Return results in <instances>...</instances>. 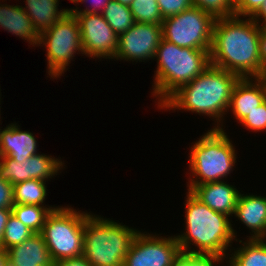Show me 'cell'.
<instances>
[{
	"mask_svg": "<svg viewBox=\"0 0 266 266\" xmlns=\"http://www.w3.org/2000/svg\"><path fill=\"white\" fill-rule=\"evenodd\" d=\"M260 25L251 17L216 19L210 49L211 65L237 75L258 78Z\"/></svg>",
	"mask_w": 266,
	"mask_h": 266,
	"instance_id": "obj_1",
	"label": "cell"
},
{
	"mask_svg": "<svg viewBox=\"0 0 266 266\" xmlns=\"http://www.w3.org/2000/svg\"><path fill=\"white\" fill-rule=\"evenodd\" d=\"M238 80L237 75L210 65L191 82L179 87L158 108L207 116L214 121L213 129L224 131V116L228 113L232 90Z\"/></svg>",
	"mask_w": 266,
	"mask_h": 266,
	"instance_id": "obj_2",
	"label": "cell"
},
{
	"mask_svg": "<svg viewBox=\"0 0 266 266\" xmlns=\"http://www.w3.org/2000/svg\"><path fill=\"white\" fill-rule=\"evenodd\" d=\"M185 194V232L175 235L181 252L215 254L226 260L234 240H237L232 220L210 209L190 191Z\"/></svg>",
	"mask_w": 266,
	"mask_h": 266,
	"instance_id": "obj_3",
	"label": "cell"
},
{
	"mask_svg": "<svg viewBox=\"0 0 266 266\" xmlns=\"http://www.w3.org/2000/svg\"><path fill=\"white\" fill-rule=\"evenodd\" d=\"M154 59L157 67L152 97L159 107L173 92L191 82L210 65V50L183 48L162 38Z\"/></svg>",
	"mask_w": 266,
	"mask_h": 266,
	"instance_id": "obj_4",
	"label": "cell"
},
{
	"mask_svg": "<svg viewBox=\"0 0 266 266\" xmlns=\"http://www.w3.org/2000/svg\"><path fill=\"white\" fill-rule=\"evenodd\" d=\"M225 131L211 128L192 144L188 191L196 185L225 180L234 170L237 150Z\"/></svg>",
	"mask_w": 266,
	"mask_h": 266,
	"instance_id": "obj_5",
	"label": "cell"
},
{
	"mask_svg": "<svg viewBox=\"0 0 266 266\" xmlns=\"http://www.w3.org/2000/svg\"><path fill=\"white\" fill-rule=\"evenodd\" d=\"M139 230L89 213L84 225L83 257L92 266H123Z\"/></svg>",
	"mask_w": 266,
	"mask_h": 266,
	"instance_id": "obj_6",
	"label": "cell"
},
{
	"mask_svg": "<svg viewBox=\"0 0 266 266\" xmlns=\"http://www.w3.org/2000/svg\"><path fill=\"white\" fill-rule=\"evenodd\" d=\"M89 213L58 205L48 214L40 234L54 263L83 255L84 225Z\"/></svg>",
	"mask_w": 266,
	"mask_h": 266,
	"instance_id": "obj_7",
	"label": "cell"
},
{
	"mask_svg": "<svg viewBox=\"0 0 266 266\" xmlns=\"http://www.w3.org/2000/svg\"><path fill=\"white\" fill-rule=\"evenodd\" d=\"M44 46L47 57V75L50 79H60L76 54H82L80 25L70 11L52 27L39 34L37 47ZM77 52V53H76Z\"/></svg>",
	"mask_w": 266,
	"mask_h": 266,
	"instance_id": "obj_8",
	"label": "cell"
},
{
	"mask_svg": "<svg viewBox=\"0 0 266 266\" xmlns=\"http://www.w3.org/2000/svg\"><path fill=\"white\" fill-rule=\"evenodd\" d=\"M215 19L192 6L183 12L164 18L163 39L183 48L210 50Z\"/></svg>",
	"mask_w": 266,
	"mask_h": 266,
	"instance_id": "obj_9",
	"label": "cell"
},
{
	"mask_svg": "<svg viewBox=\"0 0 266 266\" xmlns=\"http://www.w3.org/2000/svg\"><path fill=\"white\" fill-rule=\"evenodd\" d=\"M181 250L175 235L149 234L139 231L135 236L123 266H172Z\"/></svg>",
	"mask_w": 266,
	"mask_h": 266,
	"instance_id": "obj_10",
	"label": "cell"
},
{
	"mask_svg": "<svg viewBox=\"0 0 266 266\" xmlns=\"http://www.w3.org/2000/svg\"><path fill=\"white\" fill-rule=\"evenodd\" d=\"M162 38V24L135 22L131 28L119 35L118 49L113 60L128 62L154 60Z\"/></svg>",
	"mask_w": 266,
	"mask_h": 266,
	"instance_id": "obj_11",
	"label": "cell"
},
{
	"mask_svg": "<svg viewBox=\"0 0 266 266\" xmlns=\"http://www.w3.org/2000/svg\"><path fill=\"white\" fill-rule=\"evenodd\" d=\"M80 25L83 52L91 59H113L118 49L119 36L102 14H73Z\"/></svg>",
	"mask_w": 266,
	"mask_h": 266,
	"instance_id": "obj_12",
	"label": "cell"
},
{
	"mask_svg": "<svg viewBox=\"0 0 266 266\" xmlns=\"http://www.w3.org/2000/svg\"><path fill=\"white\" fill-rule=\"evenodd\" d=\"M64 166L61 159L43 153L32 155L22 163L8 156H0V178L13 185L30 179L48 182L52 177L59 175Z\"/></svg>",
	"mask_w": 266,
	"mask_h": 266,
	"instance_id": "obj_13",
	"label": "cell"
},
{
	"mask_svg": "<svg viewBox=\"0 0 266 266\" xmlns=\"http://www.w3.org/2000/svg\"><path fill=\"white\" fill-rule=\"evenodd\" d=\"M266 100V80L239 78L233 87L228 112L241 122ZM230 109V110H229Z\"/></svg>",
	"mask_w": 266,
	"mask_h": 266,
	"instance_id": "obj_14",
	"label": "cell"
},
{
	"mask_svg": "<svg viewBox=\"0 0 266 266\" xmlns=\"http://www.w3.org/2000/svg\"><path fill=\"white\" fill-rule=\"evenodd\" d=\"M227 181L196 185L190 192L210 209L233 217L241 192Z\"/></svg>",
	"mask_w": 266,
	"mask_h": 266,
	"instance_id": "obj_15",
	"label": "cell"
},
{
	"mask_svg": "<svg viewBox=\"0 0 266 266\" xmlns=\"http://www.w3.org/2000/svg\"><path fill=\"white\" fill-rule=\"evenodd\" d=\"M233 215L251 230L246 239H266V196L240 193Z\"/></svg>",
	"mask_w": 266,
	"mask_h": 266,
	"instance_id": "obj_16",
	"label": "cell"
},
{
	"mask_svg": "<svg viewBox=\"0 0 266 266\" xmlns=\"http://www.w3.org/2000/svg\"><path fill=\"white\" fill-rule=\"evenodd\" d=\"M37 144L35 135L29 130H20L18 123H10L3 129L0 127V156H8L22 163L38 154Z\"/></svg>",
	"mask_w": 266,
	"mask_h": 266,
	"instance_id": "obj_17",
	"label": "cell"
},
{
	"mask_svg": "<svg viewBox=\"0 0 266 266\" xmlns=\"http://www.w3.org/2000/svg\"><path fill=\"white\" fill-rule=\"evenodd\" d=\"M6 251L8 266H55L40 233H34L22 244Z\"/></svg>",
	"mask_w": 266,
	"mask_h": 266,
	"instance_id": "obj_18",
	"label": "cell"
},
{
	"mask_svg": "<svg viewBox=\"0 0 266 266\" xmlns=\"http://www.w3.org/2000/svg\"><path fill=\"white\" fill-rule=\"evenodd\" d=\"M0 28L12 33L22 40H26L30 46L37 47L39 34L20 5H10L0 2Z\"/></svg>",
	"mask_w": 266,
	"mask_h": 266,
	"instance_id": "obj_19",
	"label": "cell"
},
{
	"mask_svg": "<svg viewBox=\"0 0 266 266\" xmlns=\"http://www.w3.org/2000/svg\"><path fill=\"white\" fill-rule=\"evenodd\" d=\"M60 0H24L26 6L21 8L29 16L34 29L38 34L52 27L68 11V8L59 10Z\"/></svg>",
	"mask_w": 266,
	"mask_h": 266,
	"instance_id": "obj_20",
	"label": "cell"
},
{
	"mask_svg": "<svg viewBox=\"0 0 266 266\" xmlns=\"http://www.w3.org/2000/svg\"><path fill=\"white\" fill-rule=\"evenodd\" d=\"M238 248L232 247L226 261L227 266H266V239H244Z\"/></svg>",
	"mask_w": 266,
	"mask_h": 266,
	"instance_id": "obj_21",
	"label": "cell"
},
{
	"mask_svg": "<svg viewBox=\"0 0 266 266\" xmlns=\"http://www.w3.org/2000/svg\"><path fill=\"white\" fill-rule=\"evenodd\" d=\"M14 205H45L47 194L46 181L30 179L13 185Z\"/></svg>",
	"mask_w": 266,
	"mask_h": 266,
	"instance_id": "obj_22",
	"label": "cell"
},
{
	"mask_svg": "<svg viewBox=\"0 0 266 266\" xmlns=\"http://www.w3.org/2000/svg\"><path fill=\"white\" fill-rule=\"evenodd\" d=\"M58 206L14 205L12 214L34 233H41L48 214Z\"/></svg>",
	"mask_w": 266,
	"mask_h": 266,
	"instance_id": "obj_23",
	"label": "cell"
},
{
	"mask_svg": "<svg viewBox=\"0 0 266 266\" xmlns=\"http://www.w3.org/2000/svg\"><path fill=\"white\" fill-rule=\"evenodd\" d=\"M101 14L118 36L135 24L129 6L115 0H111Z\"/></svg>",
	"mask_w": 266,
	"mask_h": 266,
	"instance_id": "obj_24",
	"label": "cell"
},
{
	"mask_svg": "<svg viewBox=\"0 0 266 266\" xmlns=\"http://www.w3.org/2000/svg\"><path fill=\"white\" fill-rule=\"evenodd\" d=\"M135 22L162 24L157 0H133L129 6Z\"/></svg>",
	"mask_w": 266,
	"mask_h": 266,
	"instance_id": "obj_25",
	"label": "cell"
},
{
	"mask_svg": "<svg viewBox=\"0 0 266 266\" xmlns=\"http://www.w3.org/2000/svg\"><path fill=\"white\" fill-rule=\"evenodd\" d=\"M34 232L18 220L12 213L10 214L2 239V248L8 250L9 248L22 244L25 240L30 238Z\"/></svg>",
	"mask_w": 266,
	"mask_h": 266,
	"instance_id": "obj_26",
	"label": "cell"
},
{
	"mask_svg": "<svg viewBox=\"0 0 266 266\" xmlns=\"http://www.w3.org/2000/svg\"><path fill=\"white\" fill-rule=\"evenodd\" d=\"M193 6L198 7L215 20L235 15V4L232 0H192Z\"/></svg>",
	"mask_w": 266,
	"mask_h": 266,
	"instance_id": "obj_27",
	"label": "cell"
},
{
	"mask_svg": "<svg viewBox=\"0 0 266 266\" xmlns=\"http://www.w3.org/2000/svg\"><path fill=\"white\" fill-rule=\"evenodd\" d=\"M224 258L215 254H188L180 252L172 266H216L223 265ZM217 265V266H219Z\"/></svg>",
	"mask_w": 266,
	"mask_h": 266,
	"instance_id": "obj_28",
	"label": "cell"
},
{
	"mask_svg": "<svg viewBox=\"0 0 266 266\" xmlns=\"http://www.w3.org/2000/svg\"><path fill=\"white\" fill-rule=\"evenodd\" d=\"M239 124H242L247 130L254 132H263L266 130V100L244 118Z\"/></svg>",
	"mask_w": 266,
	"mask_h": 266,
	"instance_id": "obj_29",
	"label": "cell"
},
{
	"mask_svg": "<svg viewBox=\"0 0 266 266\" xmlns=\"http://www.w3.org/2000/svg\"><path fill=\"white\" fill-rule=\"evenodd\" d=\"M157 3L163 19L177 15L193 6L192 0H157Z\"/></svg>",
	"mask_w": 266,
	"mask_h": 266,
	"instance_id": "obj_30",
	"label": "cell"
},
{
	"mask_svg": "<svg viewBox=\"0 0 266 266\" xmlns=\"http://www.w3.org/2000/svg\"><path fill=\"white\" fill-rule=\"evenodd\" d=\"M265 0H240L235 5V15L239 17H252L262 6Z\"/></svg>",
	"mask_w": 266,
	"mask_h": 266,
	"instance_id": "obj_31",
	"label": "cell"
},
{
	"mask_svg": "<svg viewBox=\"0 0 266 266\" xmlns=\"http://www.w3.org/2000/svg\"><path fill=\"white\" fill-rule=\"evenodd\" d=\"M91 1V3H90ZM111 0H80V4H85V3H90L88 5H86L85 9H79L78 6H76V8H69L68 11H70L72 14H89V13H95V14H101L103 12V10L105 9V7L107 6V4L110 2Z\"/></svg>",
	"mask_w": 266,
	"mask_h": 266,
	"instance_id": "obj_32",
	"label": "cell"
},
{
	"mask_svg": "<svg viewBox=\"0 0 266 266\" xmlns=\"http://www.w3.org/2000/svg\"><path fill=\"white\" fill-rule=\"evenodd\" d=\"M13 184L0 178V209H12L14 206Z\"/></svg>",
	"mask_w": 266,
	"mask_h": 266,
	"instance_id": "obj_33",
	"label": "cell"
},
{
	"mask_svg": "<svg viewBox=\"0 0 266 266\" xmlns=\"http://www.w3.org/2000/svg\"><path fill=\"white\" fill-rule=\"evenodd\" d=\"M259 47L261 67L258 78L266 80V26H260Z\"/></svg>",
	"mask_w": 266,
	"mask_h": 266,
	"instance_id": "obj_34",
	"label": "cell"
},
{
	"mask_svg": "<svg viewBox=\"0 0 266 266\" xmlns=\"http://www.w3.org/2000/svg\"><path fill=\"white\" fill-rule=\"evenodd\" d=\"M55 266H92L83 256L63 259L55 263Z\"/></svg>",
	"mask_w": 266,
	"mask_h": 266,
	"instance_id": "obj_35",
	"label": "cell"
},
{
	"mask_svg": "<svg viewBox=\"0 0 266 266\" xmlns=\"http://www.w3.org/2000/svg\"><path fill=\"white\" fill-rule=\"evenodd\" d=\"M11 213L12 209H0V247H2L5 226Z\"/></svg>",
	"mask_w": 266,
	"mask_h": 266,
	"instance_id": "obj_36",
	"label": "cell"
},
{
	"mask_svg": "<svg viewBox=\"0 0 266 266\" xmlns=\"http://www.w3.org/2000/svg\"><path fill=\"white\" fill-rule=\"evenodd\" d=\"M251 18L260 26H266V0Z\"/></svg>",
	"mask_w": 266,
	"mask_h": 266,
	"instance_id": "obj_37",
	"label": "cell"
},
{
	"mask_svg": "<svg viewBox=\"0 0 266 266\" xmlns=\"http://www.w3.org/2000/svg\"><path fill=\"white\" fill-rule=\"evenodd\" d=\"M0 266H8L7 264V251L0 247Z\"/></svg>",
	"mask_w": 266,
	"mask_h": 266,
	"instance_id": "obj_38",
	"label": "cell"
},
{
	"mask_svg": "<svg viewBox=\"0 0 266 266\" xmlns=\"http://www.w3.org/2000/svg\"><path fill=\"white\" fill-rule=\"evenodd\" d=\"M123 5L130 6L133 0H115Z\"/></svg>",
	"mask_w": 266,
	"mask_h": 266,
	"instance_id": "obj_39",
	"label": "cell"
},
{
	"mask_svg": "<svg viewBox=\"0 0 266 266\" xmlns=\"http://www.w3.org/2000/svg\"><path fill=\"white\" fill-rule=\"evenodd\" d=\"M72 3H74L76 6L79 5L80 0H70Z\"/></svg>",
	"mask_w": 266,
	"mask_h": 266,
	"instance_id": "obj_40",
	"label": "cell"
},
{
	"mask_svg": "<svg viewBox=\"0 0 266 266\" xmlns=\"http://www.w3.org/2000/svg\"><path fill=\"white\" fill-rule=\"evenodd\" d=\"M234 4L236 5L240 0H232Z\"/></svg>",
	"mask_w": 266,
	"mask_h": 266,
	"instance_id": "obj_41",
	"label": "cell"
},
{
	"mask_svg": "<svg viewBox=\"0 0 266 266\" xmlns=\"http://www.w3.org/2000/svg\"><path fill=\"white\" fill-rule=\"evenodd\" d=\"M1 91V90H0ZM2 93L0 92V99H1V95ZM0 104H1V100H0ZM0 108H1V106H0ZM0 112H1V109H0ZM1 115V114H0ZM0 118H1V116H0Z\"/></svg>",
	"mask_w": 266,
	"mask_h": 266,
	"instance_id": "obj_42",
	"label": "cell"
}]
</instances>
